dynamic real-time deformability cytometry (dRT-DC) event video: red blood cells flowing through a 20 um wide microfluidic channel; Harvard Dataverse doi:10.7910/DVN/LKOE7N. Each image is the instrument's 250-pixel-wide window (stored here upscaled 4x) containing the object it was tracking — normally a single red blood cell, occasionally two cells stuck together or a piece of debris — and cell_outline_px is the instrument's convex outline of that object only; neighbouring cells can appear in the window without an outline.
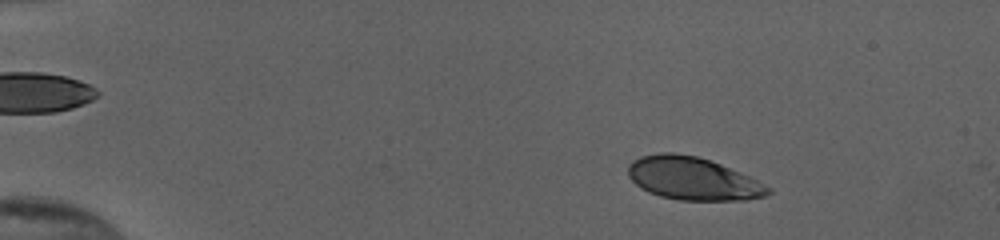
{"species": "human", "species_latin": "Homo sapiens", "temperature_condition": "cold", "stored_images_in_passage": 10, "camera_frame_rate_fps": 3000, "um_per_image_px": 0.085, "donor": {"sex": "female"}, "frame": {"image": 1, "passage_image": 5, "time_ms": 1.333, "image_size_px": [1000, 240], "cell_outline_px": [[772, 192], [768, 196], [748, 200], [680, 200], [660, 196], [648, 192], [640, 188], [628, 176], [628, 164], [632, 160], [640, 156], [660, 152], [672, 152], [696, 156], [720, 164], [740, 172], [772, 188]], "centroid_in_image_um": [58.88, 15.18], "position_along_channel_um": 26.1, "area_um2": 35.08}}